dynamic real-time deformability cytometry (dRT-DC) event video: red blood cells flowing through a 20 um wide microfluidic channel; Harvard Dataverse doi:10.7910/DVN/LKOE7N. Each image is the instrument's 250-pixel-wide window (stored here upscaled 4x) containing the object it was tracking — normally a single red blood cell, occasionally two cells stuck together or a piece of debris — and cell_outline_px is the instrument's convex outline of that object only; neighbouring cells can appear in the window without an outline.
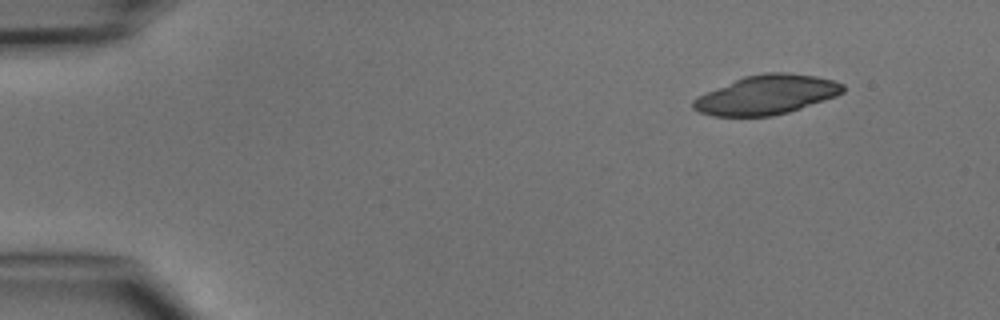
{"species": "common noctule bat (a hibernating species)", "species_latin": "Nyctalus noctula", "temperature_condition": "cold", "stored_images_in_passage": 4, "camera_frame_rate_fps": 3000, "um_per_image_px": 0.085, "animal": {"sex": "male", "body_mass_g": 15.6}, "frame": {"image": 1, "passage_image": 1, "time_ms": 0.0, "image_size_px": [1000, 320], "cell_outline_px": [[844, 92], [836, 96], [788, 112], [772, 116], [712, 116], [700, 112], [692, 108], [692, 100], [696, 96], [744, 76], [764, 72], [788, 72], [816, 76], [832, 80], [844, 84]], "centroid_in_image_um": [65.13, 8.05], "position_along_channel_um": 19.9, "area_um2": 34.28}}